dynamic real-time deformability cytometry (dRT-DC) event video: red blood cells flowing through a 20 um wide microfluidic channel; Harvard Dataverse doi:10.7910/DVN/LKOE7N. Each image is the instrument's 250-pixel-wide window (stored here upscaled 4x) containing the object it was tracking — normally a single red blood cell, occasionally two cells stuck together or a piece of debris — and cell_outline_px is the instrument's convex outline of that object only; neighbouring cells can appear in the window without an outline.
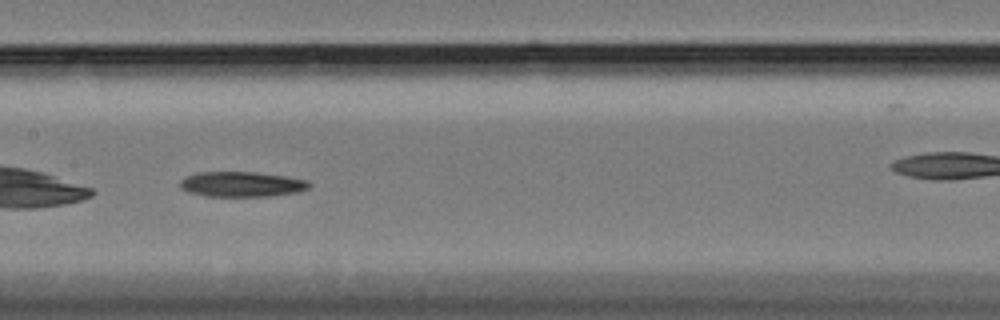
{"species": "Egyptian fruit bat (a non-hibernating species)", "species_latin": "Rousettus aegyptiacus", "temperature_condition": "cold", "stored_images_in_passage": 37, "camera_frame_rate_fps": 3000, "um_per_image_px": 0.085, "animal": {"sex": "female"}, "frame": {"image": 1, "passage_image": 11, "time_ms": 3.333, "image_size_px": [1000, 320], "cell_outline_px": [[312, 184], [308, 188], [296, 192], [268, 196], [204, 196], [188, 192], [180, 188], [180, 180], [184, 176], [196, 172], [256, 172], [284, 176], [308, 180]], "centroid_in_image_um": [20.49, 15.65], "position_along_channel_um": 186.9, "area_um2": 19.02}}